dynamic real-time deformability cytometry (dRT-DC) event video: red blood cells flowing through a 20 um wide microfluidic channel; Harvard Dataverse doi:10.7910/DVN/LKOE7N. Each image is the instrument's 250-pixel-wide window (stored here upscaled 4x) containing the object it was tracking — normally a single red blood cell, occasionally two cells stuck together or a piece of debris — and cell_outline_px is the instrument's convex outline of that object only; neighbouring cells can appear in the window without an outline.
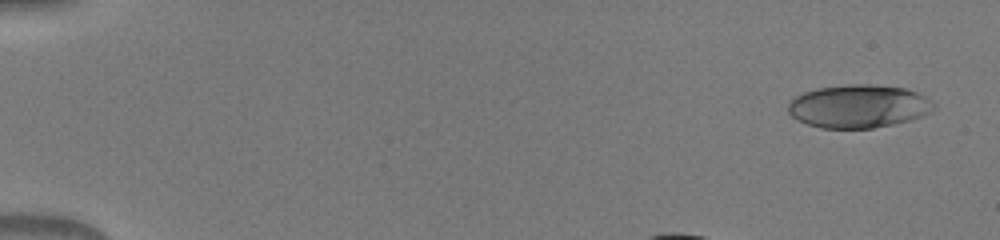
{"species": "human", "species_latin": "Homo sapiens", "temperature_condition": "warm", "stored_images_in_passage": 43, "camera_frame_rate_fps": 3000, "um_per_image_px": 0.085, "donor": {"sex": "male"}, "frame": {"image": 1, "passage_image": 3, "time_ms": 0.667, "image_size_px": [1000, 240], "cell_outline_px": [[936, 108], [932, 112], [924, 116], [912, 120], [872, 128], [820, 128], [808, 124], [792, 116], [788, 112], [788, 104], [796, 96], [804, 92], [816, 88], [848, 84], [868, 84], [904, 88], [916, 92], [924, 96], [936, 104]], "centroid_in_image_um": [73.01, 9.03], "position_along_channel_um": 12.0, "area_um2": 36.7}}
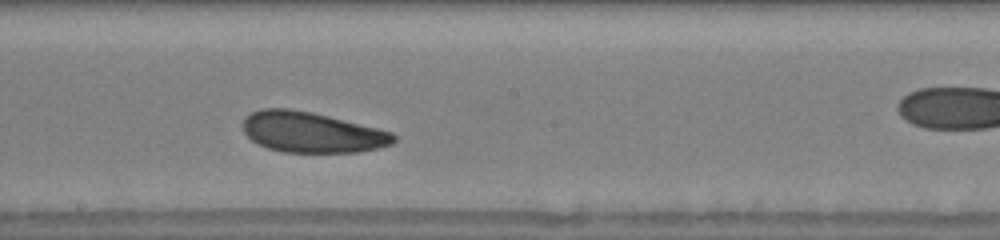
{"frame": {"image": 2, "passage_image": 26, "time_ms": 8.333, "image_size_px": [1000, 240], "cell_outline_px": [[396, 140], [392, 144], [380, 148], [356, 152], [284, 152], [268, 148], [256, 144], [244, 132], [244, 116], [260, 108], [288, 108], [312, 112], [392, 132], [396, 136]], "centroid_in_image_um": [26.48, 11.24], "position_along_channel_um": 221.7, "area_um2": 35.55}}
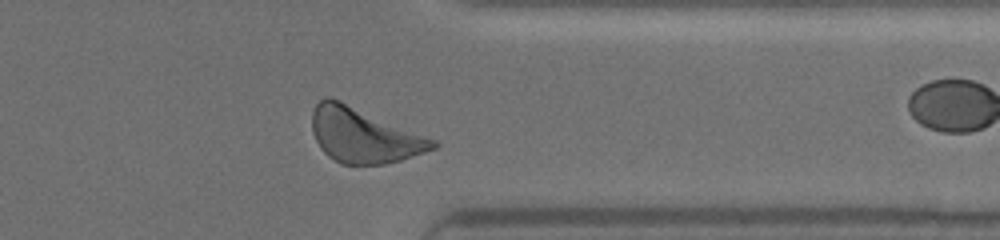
{"frame": {"image": 3, "passage_image": 38, "time_ms": 12.333, "image_size_px": [1000, 240], "cell_outline_px": [[440, 144], [436, 148], [400, 160], [384, 164], [340, 164], [328, 156], [320, 148], [312, 132], [312, 112], [316, 104], [324, 96], [340, 100], [436, 140]], "centroid_in_image_um": [30.9, 11.5], "position_along_channel_um": 380.5, "area_um2": 38.32}}